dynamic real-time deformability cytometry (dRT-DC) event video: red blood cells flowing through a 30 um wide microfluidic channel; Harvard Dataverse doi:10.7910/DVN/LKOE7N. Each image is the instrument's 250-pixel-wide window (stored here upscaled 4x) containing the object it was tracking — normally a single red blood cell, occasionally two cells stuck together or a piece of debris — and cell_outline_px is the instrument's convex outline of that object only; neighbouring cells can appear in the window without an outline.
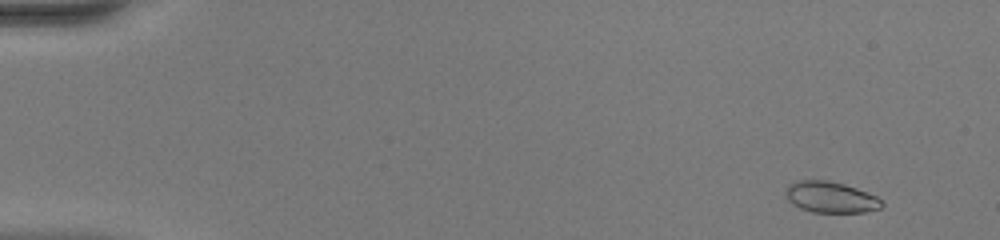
{"species": "common noctule bat (a hibernating species)", "species_latin": "Nyctalus noctula", "temperature_condition": "warm", "stored_images_in_passage": 47, "camera_frame_rate_fps": 3000, "um_per_image_px": 0.085, "animal": {"sex": "female", "body_mass_g": 20.0, "forearm_length_mm": 54.0}, "frame": {"image": 1, "passage_image": 3, "time_ms": 0.667, "image_size_px": [1000, 240], "cell_outline_px": [[884, 204], [880, 208], [864, 212], [812, 212], [800, 208], [792, 204], [788, 200], [784, 192], [788, 184], [796, 180], [828, 180], [844, 184], [856, 188], [876, 196], [884, 200]], "centroid_in_image_um": [70.58, 16.75], "position_along_channel_um": 14.4, "area_um2": 17.57}}
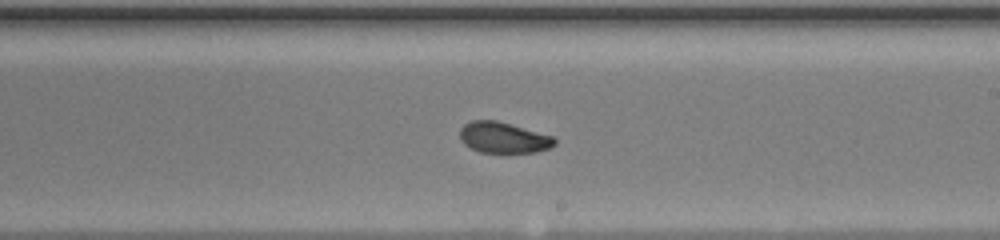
{"frame": {"image": 2, "passage_image": 30, "time_ms": 9.667, "image_size_px": [1000, 240], "cell_outline_px": [[556, 144], [548, 148], [536, 152], [480, 152], [464, 144], [460, 140], [460, 128], [464, 124], [472, 120], [496, 120], [552, 136], [556, 140]], "centroid_in_image_um": [42.76, 11.69], "position_along_channel_um": 246.2, "area_um2": 16.88}}
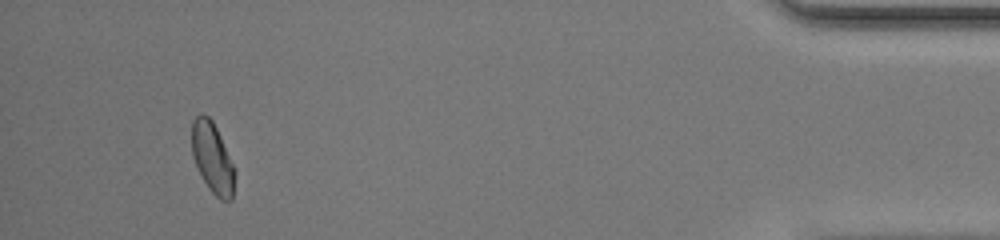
{"frame": {"image": 3, "passage_image": 47, "time_ms": 15.333, "image_size_px": [1000, 240], "cell_outline_px": [[232, 200], [220, 200], [208, 188], [192, 156], [192, 120], [200, 112], [208, 116], [212, 120], [220, 136], [232, 164]], "centroid_in_image_um": [18.0, 13.36], "position_along_channel_um": 417.2, "area_um2": 16.94}, "authors_computed_cell_mechanics": {"area_um2": 17.6868, "velocity_mm_per_s": 4.1392, "shape_relaxation_time_tau1_ms": 7.3618, "shape_relaxation_time_tau2_ms": 0.9545, "deformation_change_tau1": 0.171, "deformation_change_tau2": 0.0408}}